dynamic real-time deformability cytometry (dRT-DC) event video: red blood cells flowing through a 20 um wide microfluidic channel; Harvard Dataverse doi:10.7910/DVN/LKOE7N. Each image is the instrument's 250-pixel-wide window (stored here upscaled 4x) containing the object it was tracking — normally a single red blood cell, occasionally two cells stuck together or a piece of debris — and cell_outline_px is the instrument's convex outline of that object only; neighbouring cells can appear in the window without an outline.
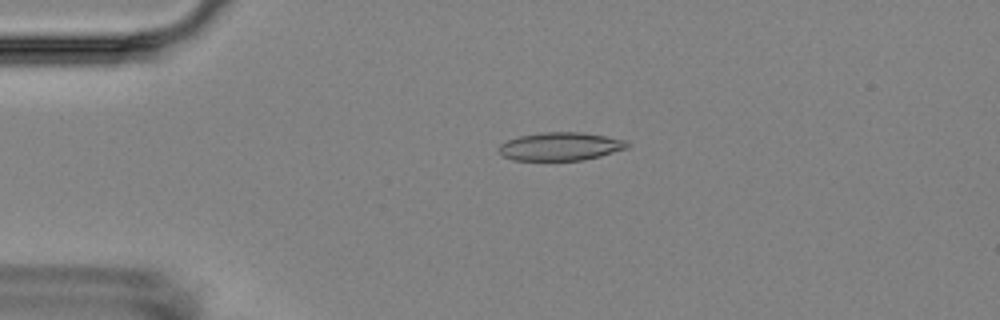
{"species": "Egyptian fruit bat (a non-hibernating species)", "species_latin": "Rousettus aegyptiacus", "temperature_condition": "room temperature", "stored_images_in_passage": 5, "camera_frame_rate_fps": 3000, "um_per_image_px": 0.085, "animal": {"sex": "female"}, "frame": {"image": 1, "passage_image": 4, "time_ms": 3.333, "image_size_px": [1000, 320], "cell_outline_px": [[628, 148], [600, 156], [584, 160], [512, 160], [504, 156], [500, 152], [500, 144], [508, 140], [520, 136], [544, 132], [580, 132], [604, 136], [624, 140], [628, 144]], "centroid_in_image_um": [47.64, 12.45], "position_along_channel_um": 37.4, "area_um2": 20.81}}